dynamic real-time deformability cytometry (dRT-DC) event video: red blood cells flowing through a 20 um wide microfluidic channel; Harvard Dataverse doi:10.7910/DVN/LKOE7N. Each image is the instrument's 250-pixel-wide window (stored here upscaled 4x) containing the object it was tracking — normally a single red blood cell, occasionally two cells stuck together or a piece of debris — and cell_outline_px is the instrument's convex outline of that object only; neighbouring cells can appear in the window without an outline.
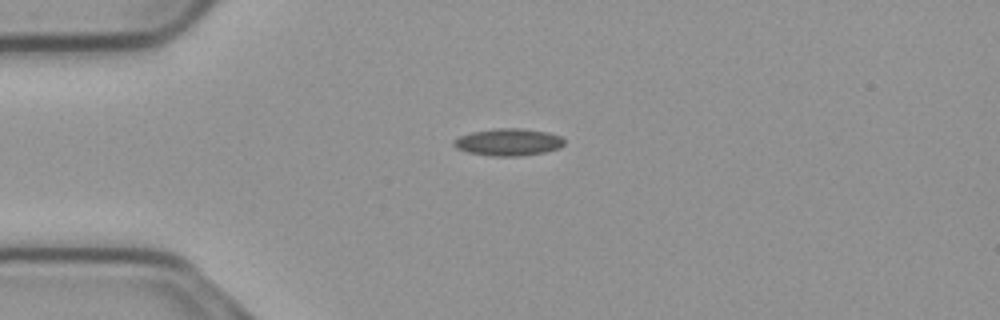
{"species": "common noctule bat (a hibernating species)", "species_latin": "Nyctalus noctula", "temperature_condition": "cold", "stored_images_in_passage": 43, "camera_frame_rate_fps": 3000, "um_per_image_px": 0.085, "animal": {"sex": "male", "body_mass_g": 23.1, "forearm_length_mm": 52.7}, "frame": {"image": 1, "passage_image": 1, "time_ms": 0.0, "image_size_px": [1000, 320], "cell_outline_px": [[564, 144], [560, 148], [544, 152], [520, 156], [492, 156], [468, 152], [456, 148], [452, 144], [452, 140], [460, 136], [472, 132], [496, 128], [520, 128], [548, 132], [560, 136], [564, 140]], "centroid_in_image_um": [43.2, 12.08], "position_along_channel_um": 41.8, "area_um2": 17.51}}
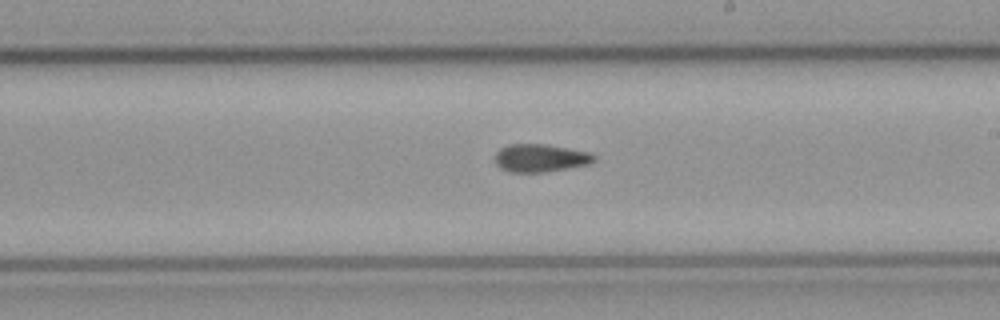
{"frame": {"image": 2, "passage_image": 19, "time_ms": 6.0, "image_size_px": [1000, 320], "cell_outline_px": [[596, 160], [588, 164], [544, 172], [508, 172], [500, 168], [496, 164], [496, 152], [500, 148], [508, 144], [544, 144], [568, 148], [588, 152], [596, 156]], "centroid_in_image_um": [45.91, 13.43], "position_along_channel_um": 243.1, "area_um2": 16.01}}
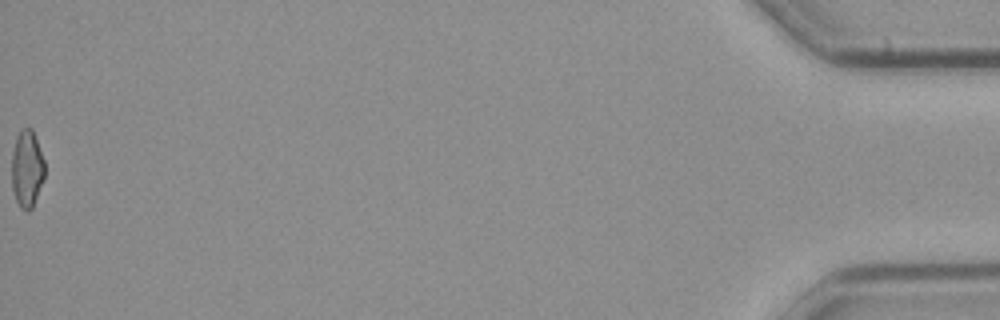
{"frame": {"image": 3, "passage_image": 43, "time_ms": 14.0, "image_size_px": [1000, 320], "cell_outline_px": [[44, 180], [32, 208], [28, 212], [20, 208], [16, 200], [12, 188], [12, 152], [16, 136], [20, 128], [32, 128], [44, 160]], "centroid_in_image_um": [2.29, 14.35], "position_along_channel_um": 432.9, "area_um2": 14.97}, "authors_computed_cell_mechanics": {"area_um2": 15.895, "velocity_mm_per_s": 3.7262, "shape_relaxation_time_tau1_ms": null, "shape_relaxation_time_tau2_ms": 5.3519, "deformation_change_tau1": null, "deformation_change_tau2": 0.1124}}